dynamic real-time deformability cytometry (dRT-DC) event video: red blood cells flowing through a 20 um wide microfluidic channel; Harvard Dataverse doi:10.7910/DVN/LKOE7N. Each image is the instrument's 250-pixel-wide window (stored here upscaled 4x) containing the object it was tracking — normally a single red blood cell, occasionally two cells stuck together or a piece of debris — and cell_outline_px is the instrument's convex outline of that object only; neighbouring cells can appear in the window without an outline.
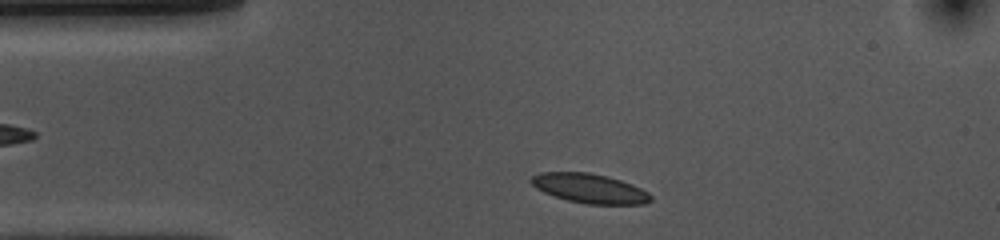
{"species": "common noctule bat (a hibernating species)", "species_latin": "Nyctalus noctula", "temperature_condition": "cold", "stored_images_in_passage": 36, "camera_frame_rate_fps": 3000, "um_per_image_px": 0.085, "animal": {"sex": "female", "body_mass_g": 10.0, "forearm_length_mm": 53.1}, "frame": {"image": 1, "passage_image": 3, "time_ms": 0.667, "image_size_px": [1000, 240], "cell_outline_px": [[652, 200], [644, 204], [588, 204], [568, 200], [552, 196], [536, 188], [528, 180], [532, 176], [540, 172], [588, 172], [608, 176], [632, 184], [648, 192], [652, 196]], "centroid_in_image_um": [50.1, 16.01], "position_along_channel_um": 34.9, "area_um2": 20.58}}
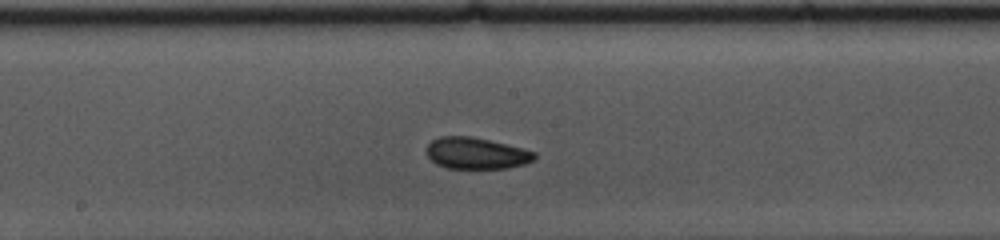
{"frame": {"image": 2, "passage_image": 20, "time_ms": 6.333, "image_size_px": [1000, 240], "cell_outline_px": [[536, 160], [524, 164], [508, 168], [448, 168], [436, 164], [424, 152], [428, 144], [432, 140], [440, 136], [472, 136], [536, 152]], "centroid_in_image_um": [40.46, 13.03], "position_along_channel_um": 207.7, "area_um2": 19.77}}
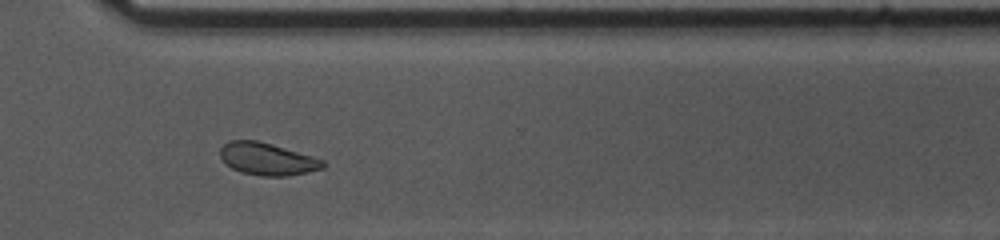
{"frame": {"image": 3, "passage_image": 32, "time_ms": 10.333, "image_size_px": [1000, 240], "cell_outline_px": [[328, 164], [324, 168], [308, 172], [288, 176], [260, 176], [240, 172], [224, 164], [220, 156], [220, 148], [228, 140], [256, 140], [272, 144], [312, 156], [324, 160]], "centroid_in_image_um": [22.71, 13.52], "position_along_channel_um": 347.9, "area_um2": 19.59}, "authors_computed_cell_mechanics": {"area_um2": 19.9699, "velocity_mm_per_s": 3.5069, "shape_relaxation_time_tau1_ms": null, "shape_relaxation_time_tau2_ms": 2.043, "deformation_change_tau1": null, "deformation_change_tau2": 0.0734}}